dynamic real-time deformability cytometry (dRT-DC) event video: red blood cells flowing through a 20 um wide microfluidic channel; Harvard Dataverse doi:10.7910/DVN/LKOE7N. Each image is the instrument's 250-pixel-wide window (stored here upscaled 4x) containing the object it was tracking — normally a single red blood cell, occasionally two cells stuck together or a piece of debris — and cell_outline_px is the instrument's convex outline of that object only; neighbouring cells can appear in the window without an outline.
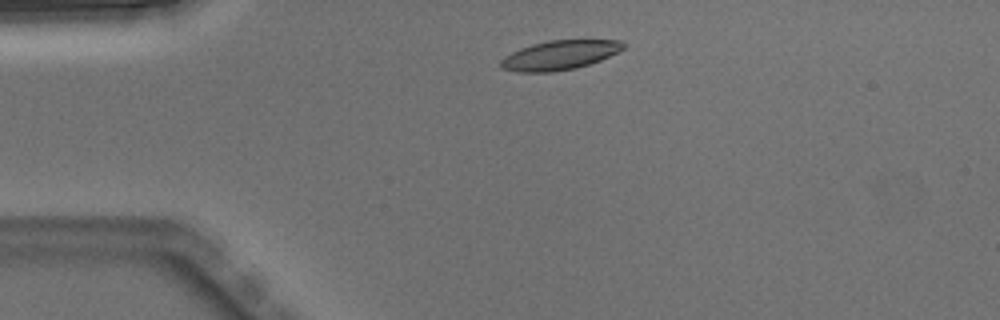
{"species": "Egyptian fruit bat (a non-hibernating species)", "species_latin": "Rousettus aegyptiacus", "temperature_condition": "warm", "stored_images_in_passage": 3, "camera_frame_rate_fps": 3000, "um_per_image_px": 0.085, "animal": {"sex": "male"}, "frame": {"image": 1, "passage_image": 2, "time_ms": 0.333, "image_size_px": [1000, 320], "cell_outline_px": [[628, 44], [624, 48], [600, 60], [576, 68], [552, 72], [516, 72], [500, 68], [500, 60], [504, 56], [520, 48], [532, 44], [548, 40], [620, 40]], "centroid_in_image_um": [47.54, 4.68], "position_along_channel_um": 37.5, "area_um2": 20.98}}